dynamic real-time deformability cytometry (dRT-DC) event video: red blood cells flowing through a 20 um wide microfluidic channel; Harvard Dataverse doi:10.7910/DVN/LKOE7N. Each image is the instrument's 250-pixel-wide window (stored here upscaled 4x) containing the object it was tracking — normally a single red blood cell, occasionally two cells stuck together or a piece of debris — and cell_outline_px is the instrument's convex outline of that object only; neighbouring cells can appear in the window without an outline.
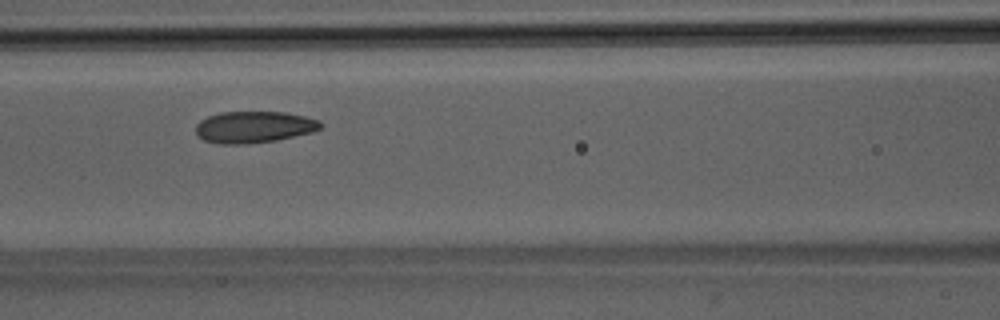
{"species": "Egyptian fruit bat (a non-hibernating species)", "species_latin": "Rousettus aegyptiacus", "temperature_condition": "room temperature", "stored_images_in_passage": 42, "camera_frame_rate_fps": 3000, "um_per_image_px": 0.085, "animal": {"sex": "male"}, "frame": {"image": 1, "passage_image": 16, "time_ms": 5.0, "image_size_px": [1000, 320], "cell_outline_px": [[324, 124], [320, 128], [312, 132], [276, 140], [248, 144], [220, 144], [204, 140], [196, 132], [196, 124], [200, 120], [208, 116], [220, 112], [284, 112], [304, 116], [320, 120]], "centroid_in_image_um": [21.59, 10.79], "position_along_channel_um": 145.0, "area_um2": 23.0}}
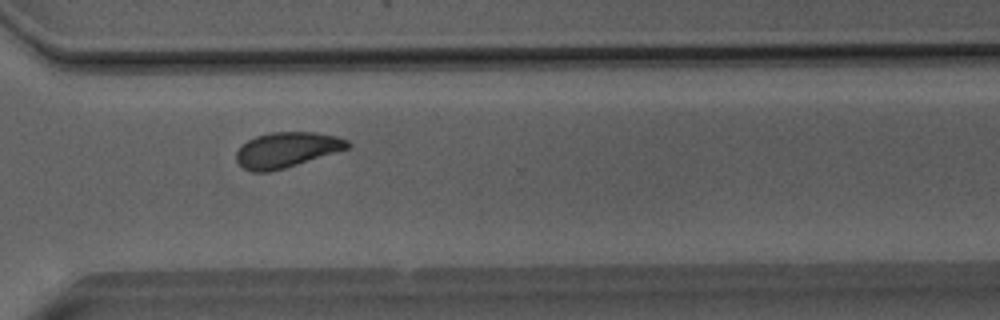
{"frame": {"image": 2, "passage_image": 31, "time_ms": 10.0, "image_size_px": [1000, 320], "cell_outline_px": [[352, 144], [348, 148], [284, 168], [268, 172], [252, 172], [244, 168], [236, 160], [236, 152], [248, 140], [256, 136], [272, 132], [316, 132], [336, 136], [348, 140]], "centroid_in_image_um": [24.37, 12.73], "position_along_channel_um": 346.2, "area_um2": 22.6}}
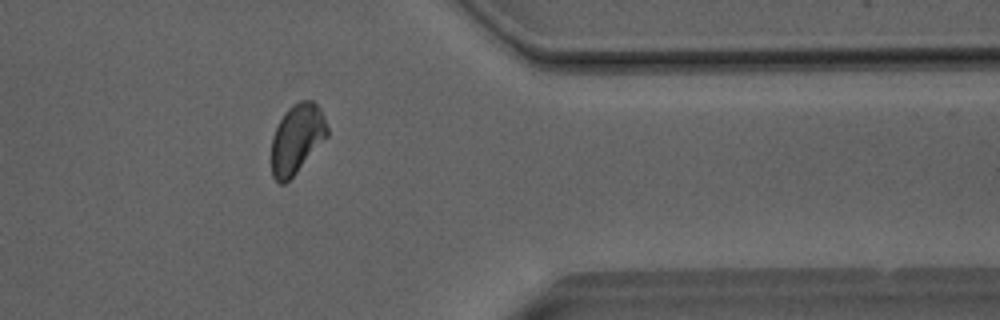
{"frame": {"image": 3, "passage_image": 35, "time_ms": 11.333, "image_size_px": [1000, 320], "cell_outline_px": [[328, 136], [296, 172], [284, 184], [280, 184], [272, 176], [272, 136], [280, 120], [288, 108], [292, 104], [300, 100], [312, 100], [320, 108], [324, 116], [328, 128]], "centroid_in_image_um": [25.24, 11.77], "position_along_channel_um": 386.2, "area_um2": 22.37}, "authors_computed_cell_mechanics": {"area_um2": 23.1778, "velocity_mm_per_s": 4.0325, "shape_relaxation_time_tau1_ms": 4.0708, "shape_relaxation_time_tau2_ms": 1.4714, "deformation_change_tau1": 0.1126, "deformation_change_tau2": 0.0649}}